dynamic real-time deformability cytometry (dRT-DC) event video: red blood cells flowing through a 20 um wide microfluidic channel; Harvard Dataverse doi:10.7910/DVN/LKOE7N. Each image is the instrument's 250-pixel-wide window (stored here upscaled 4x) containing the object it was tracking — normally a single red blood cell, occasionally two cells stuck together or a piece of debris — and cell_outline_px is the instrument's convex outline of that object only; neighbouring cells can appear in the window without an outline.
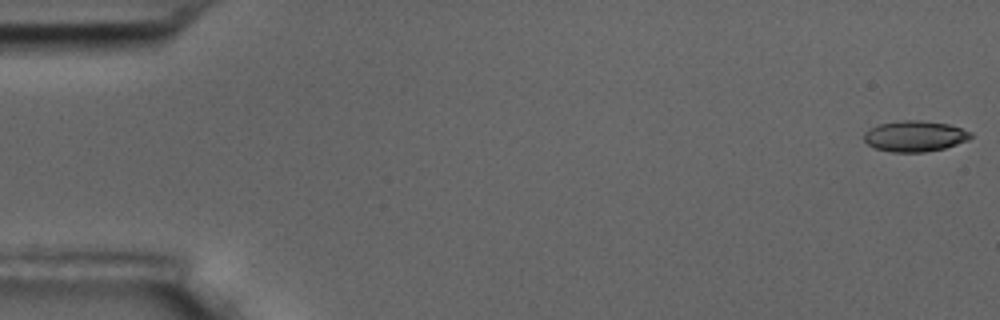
{"species": "common noctule bat (a hibernating species)", "species_latin": "Nyctalus noctula", "temperature_condition": "room temperature", "stored_images_in_passage": 5, "camera_frame_rate_fps": 3000, "um_per_image_px": 0.085, "animal": {"sex": "male", "body_mass_g": 17.5, "forearm_length_mm": 52.3}, "frame": {"image": 1, "passage_image": 1, "time_ms": 0.0, "image_size_px": [1000, 320], "cell_outline_px": [[972, 136], [968, 140], [944, 148], [924, 152], [892, 152], [876, 148], [868, 144], [864, 140], [864, 132], [868, 128], [880, 124], [900, 120], [920, 120], [948, 124], [972, 132]], "centroid_in_image_um": [77.74, 11.57], "position_along_channel_um": 7.3, "area_um2": 19.13}}
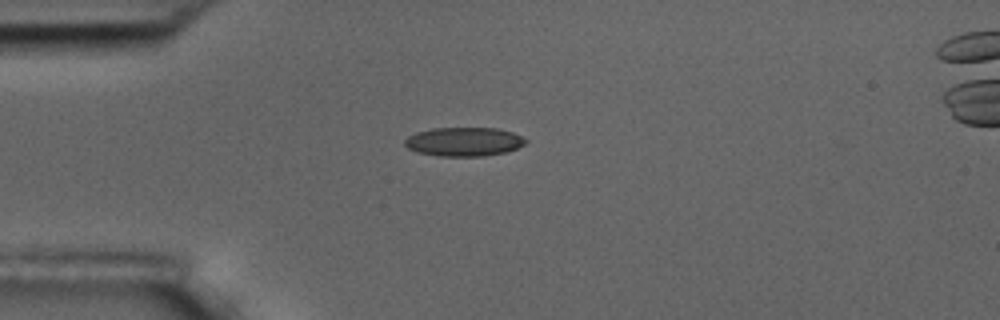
{"frame": {"image": 2, "passage_image": 5, "time_ms": 4.667, "image_size_px": [1000, 320], "cell_outline_px": [[528, 140], [524, 144], [516, 148], [504, 152], [484, 156], [440, 156], [420, 152], [408, 148], [404, 144], [404, 140], [408, 136], [416, 132], [432, 128], [496, 128], [512, 132]], "centroid_in_image_um": [39.42, 12.04], "position_along_channel_um": 45.6, "area_um2": 20.17}}